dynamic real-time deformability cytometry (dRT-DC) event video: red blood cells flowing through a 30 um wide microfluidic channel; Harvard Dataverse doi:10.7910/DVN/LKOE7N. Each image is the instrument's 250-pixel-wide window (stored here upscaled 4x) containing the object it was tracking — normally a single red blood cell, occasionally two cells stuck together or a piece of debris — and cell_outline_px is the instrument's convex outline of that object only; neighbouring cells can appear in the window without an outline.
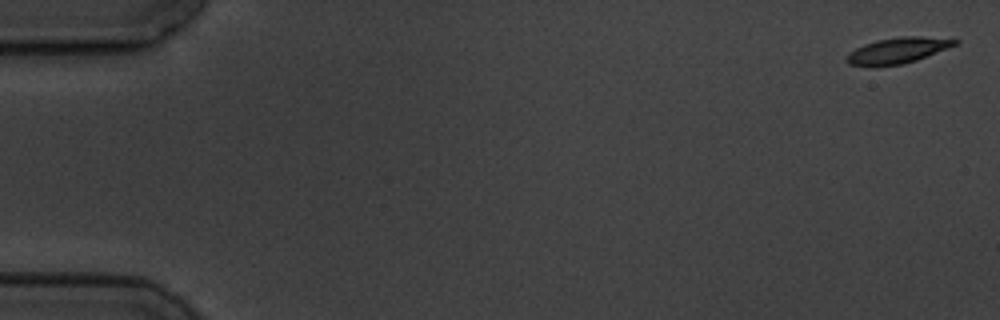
{"species": "common noctule bat (a hibernating species)", "species_latin": "Nyctalus noctula", "temperature_condition": "cold", "stored_images_in_passage": 5, "camera_frame_rate_fps": 3000, "um_per_image_px": 0.085, "animal": {"sex": "male", "body_mass_g": 19.5, "forearm_length_mm": 54.6}, "frame": {"image": 1, "passage_image": 1, "time_ms": 0.0, "image_size_px": [1000, 320], "cell_outline_px": [[960, 44], [916, 60], [900, 64], [868, 68], [848, 64], [844, 60], [848, 52], [864, 44], [876, 40], [904, 36], [920, 36], [960, 40]], "centroid_in_image_um": [76.25, 4.31], "position_along_channel_um": 8.7, "area_um2": 16.65}}
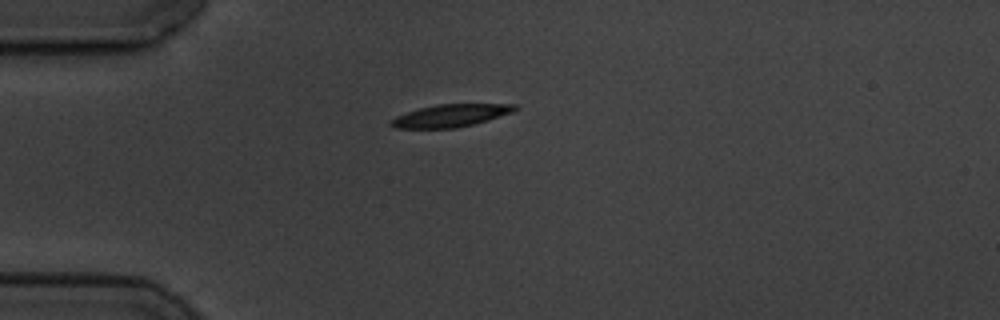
{"frame": {"image": 2, "passage_image": 5, "time_ms": 4.667, "image_size_px": [1000, 320], "cell_outline_px": [[520, 108], [512, 112], [488, 120], [456, 128], [396, 128], [388, 124], [396, 116], [420, 108], [436, 104], [516, 104]], "centroid_in_image_um": [38.32, 9.82], "position_along_channel_um": 46.7, "area_um2": 16.13}}